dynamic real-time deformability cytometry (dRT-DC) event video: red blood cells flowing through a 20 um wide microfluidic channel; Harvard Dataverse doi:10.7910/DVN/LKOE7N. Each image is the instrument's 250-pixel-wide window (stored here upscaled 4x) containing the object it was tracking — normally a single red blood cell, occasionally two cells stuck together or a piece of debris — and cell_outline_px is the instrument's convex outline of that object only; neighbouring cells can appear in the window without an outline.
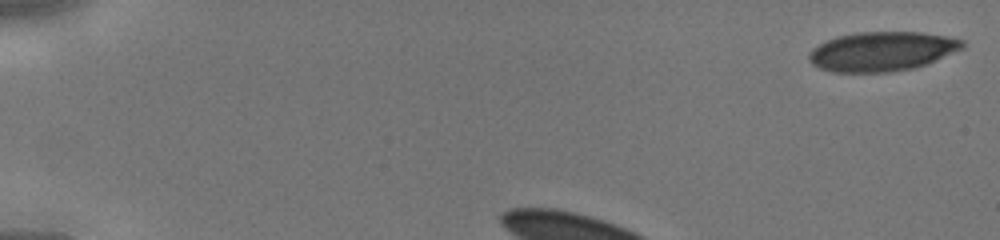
{"species": "human", "species_latin": "Homo sapiens", "temperature_condition": "cold", "stored_images_in_passage": 30, "camera_frame_rate_fps": 3000, "um_per_image_px": 0.085, "donor": {"sex": "male"}, "frame": {"image": 1, "passage_image": 1, "time_ms": 0.0, "image_size_px": [1000, 240], "cell_outline_px": [[964, 48], [928, 64], [912, 68], [892, 72], [832, 72], [820, 68], [812, 64], [808, 60], [808, 52], [812, 48], [836, 36], [860, 32], [920, 32], [948, 36], [964, 40]], "centroid_in_image_um": [74.98, 4.37], "position_along_channel_um": 10.0, "area_um2": 35.43}}
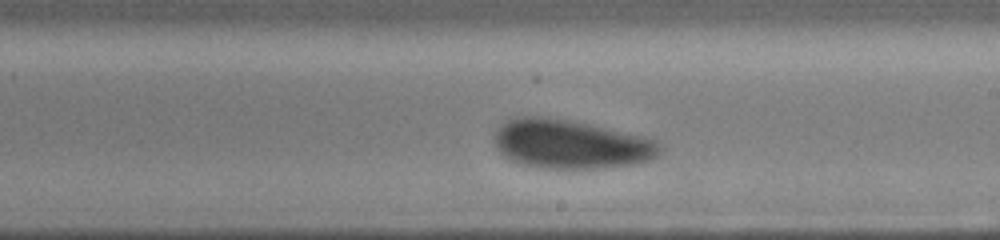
{"frame": {"image": 2, "passage_image": 19, "time_ms": 6.0, "image_size_px": [1000, 240], "cell_outline_px": [[664, 148], [656, 156], [648, 160], [636, 164], [600, 168], [540, 168], [520, 164], [504, 156], [496, 148], [496, 132], [500, 124], [516, 116], [540, 116], [568, 120], [588, 124], [640, 136], [656, 140], [664, 144]], "centroid_in_image_um": [48.51, 12.26], "position_along_channel_um": 240.5, "area_um2": 47.05}}
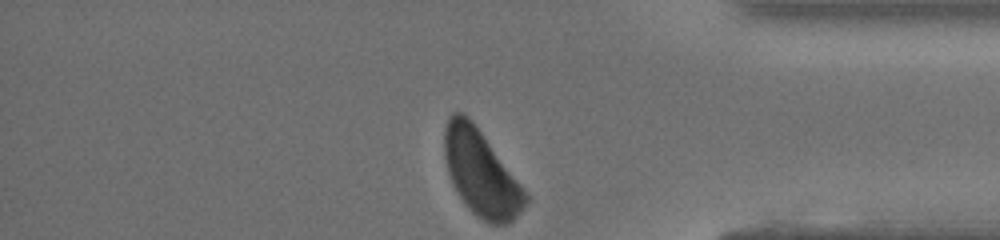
{"frame": {"image": 3, "passage_image": 30, "time_ms": 9.667, "image_size_px": [1000, 240], "cell_outline_px": [[528, 200], [516, 216], [508, 224], [492, 224], [484, 220], [472, 212], [460, 196], [452, 184], [448, 172], [444, 156], [444, 128], [448, 116], [452, 112], [464, 112], [472, 120], [520, 184], [528, 196]], "centroid_in_image_um": [40.84, 14.67], "position_along_channel_um": 394.4, "area_um2": 39.82}}